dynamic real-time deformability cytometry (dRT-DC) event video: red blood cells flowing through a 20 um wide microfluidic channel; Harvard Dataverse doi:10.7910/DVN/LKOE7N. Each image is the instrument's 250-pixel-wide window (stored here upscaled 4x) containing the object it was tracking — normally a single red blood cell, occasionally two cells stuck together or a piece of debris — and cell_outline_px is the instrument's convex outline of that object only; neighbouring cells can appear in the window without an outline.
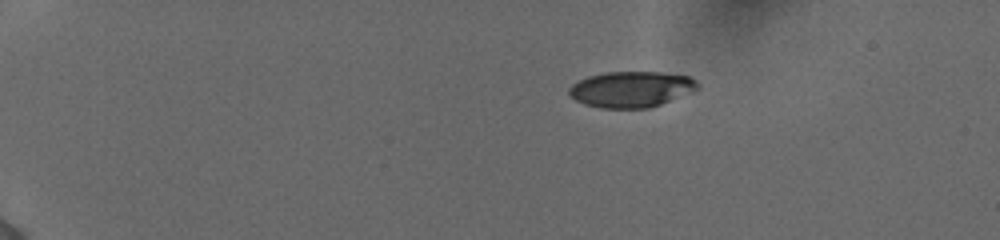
{"species": "human", "species_latin": "Homo sapiens", "temperature_condition": "cold", "stored_images_in_passage": 45, "camera_frame_rate_fps": 3000, "um_per_image_px": 0.085, "donor": {"sex": "female"}, "frame": {"image": 1, "passage_image": 1, "time_ms": 0.0, "image_size_px": [1000, 240], "cell_outline_px": [[700, 88], [660, 104], [648, 108], [600, 108], [584, 104], [576, 100], [568, 92], [568, 88], [572, 84], [588, 76], [604, 72], [664, 72], [688, 76], [696, 80], [700, 84]], "centroid_in_image_um": [53.65, 7.58], "position_along_channel_um": 31.3, "area_um2": 26.88}}
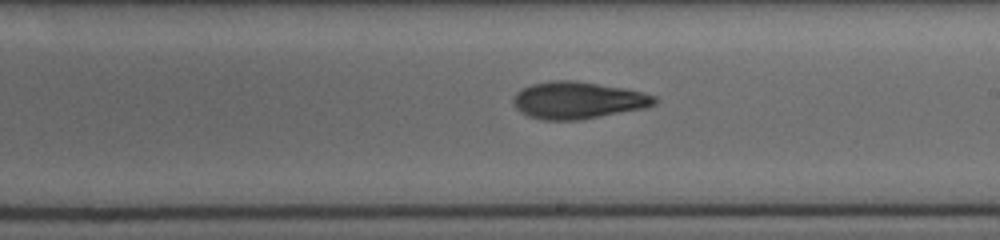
{"frame": {"image": 2, "passage_image": 25, "time_ms": 8.0, "image_size_px": [1000, 240], "cell_outline_px": [[656, 104], [644, 108], [580, 120], [540, 120], [528, 116], [520, 112], [512, 104], [512, 100], [516, 92], [520, 88], [532, 84], [552, 80], [576, 80], [628, 88], [656, 96]], "centroid_in_image_um": [49.09, 8.51], "position_along_channel_um": 239.9, "area_um2": 30.92}}
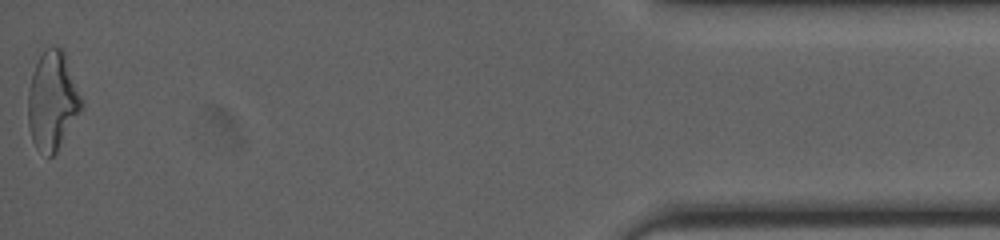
{"frame": {"image": 3, "passage_image": 45, "time_ms": 14.667, "image_size_px": [1000, 240], "cell_outline_px": [[84, 104], [56, 152], [52, 156], [48, 156], [36, 148], [32, 140], [28, 124], [28, 92], [32, 72], [40, 56], [52, 44], [60, 48], [64, 52]], "centroid_in_image_um": [4.44, 8.56], "position_along_channel_um": 430.8, "area_um2": 30.23}, "authors_computed_cell_mechanics": {"area_um2": 29.5936, "velocity_mm_per_s": 3.901, "shape_relaxation_time_tau1_ms": 3.9711, "shape_relaxation_time_tau2_ms": 5.7991, "deformation_change_tau1": 0.1465, "deformation_change_tau2": 0.157}}